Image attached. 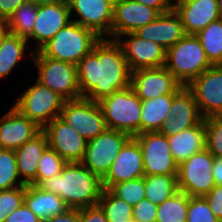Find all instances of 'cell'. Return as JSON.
Segmentation results:
<instances>
[{"label": "cell", "mask_w": 222, "mask_h": 222, "mask_svg": "<svg viewBox=\"0 0 222 222\" xmlns=\"http://www.w3.org/2000/svg\"><path fill=\"white\" fill-rule=\"evenodd\" d=\"M81 97L94 102L130 86L131 71L116 40L101 38L77 64Z\"/></svg>", "instance_id": "1"}, {"label": "cell", "mask_w": 222, "mask_h": 222, "mask_svg": "<svg viewBox=\"0 0 222 222\" xmlns=\"http://www.w3.org/2000/svg\"><path fill=\"white\" fill-rule=\"evenodd\" d=\"M38 186L58 195L68 208L75 209L98 205L104 189L102 179L81 162L66 163L61 173Z\"/></svg>", "instance_id": "2"}, {"label": "cell", "mask_w": 222, "mask_h": 222, "mask_svg": "<svg viewBox=\"0 0 222 222\" xmlns=\"http://www.w3.org/2000/svg\"><path fill=\"white\" fill-rule=\"evenodd\" d=\"M211 66L212 64L195 35H185L166 50L164 67L184 87Z\"/></svg>", "instance_id": "3"}, {"label": "cell", "mask_w": 222, "mask_h": 222, "mask_svg": "<svg viewBox=\"0 0 222 222\" xmlns=\"http://www.w3.org/2000/svg\"><path fill=\"white\" fill-rule=\"evenodd\" d=\"M101 40L92 30L71 21L39 51L45 56L77 66L79 61Z\"/></svg>", "instance_id": "4"}, {"label": "cell", "mask_w": 222, "mask_h": 222, "mask_svg": "<svg viewBox=\"0 0 222 222\" xmlns=\"http://www.w3.org/2000/svg\"><path fill=\"white\" fill-rule=\"evenodd\" d=\"M98 104L109 129L131 137L140 134L141 99L130 86L101 99Z\"/></svg>", "instance_id": "5"}, {"label": "cell", "mask_w": 222, "mask_h": 222, "mask_svg": "<svg viewBox=\"0 0 222 222\" xmlns=\"http://www.w3.org/2000/svg\"><path fill=\"white\" fill-rule=\"evenodd\" d=\"M32 58L38 69L37 81L55 91L66 101L82 98L77 79V66L45 57L40 51H33Z\"/></svg>", "instance_id": "6"}, {"label": "cell", "mask_w": 222, "mask_h": 222, "mask_svg": "<svg viewBox=\"0 0 222 222\" xmlns=\"http://www.w3.org/2000/svg\"><path fill=\"white\" fill-rule=\"evenodd\" d=\"M65 101L55 91L36 80V84L18 98L14 107L43 129L54 118L60 116Z\"/></svg>", "instance_id": "7"}, {"label": "cell", "mask_w": 222, "mask_h": 222, "mask_svg": "<svg viewBox=\"0 0 222 222\" xmlns=\"http://www.w3.org/2000/svg\"><path fill=\"white\" fill-rule=\"evenodd\" d=\"M215 157L206 148L178 165V191L204 197L216 185L213 178Z\"/></svg>", "instance_id": "8"}, {"label": "cell", "mask_w": 222, "mask_h": 222, "mask_svg": "<svg viewBox=\"0 0 222 222\" xmlns=\"http://www.w3.org/2000/svg\"><path fill=\"white\" fill-rule=\"evenodd\" d=\"M130 138L131 136L127 133L107 128L97 137L87 141L81 163L103 179L117 154Z\"/></svg>", "instance_id": "9"}, {"label": "cell", "mask_w": 222, "mask_h": 222, "mask_svg": "<svg viewBox=\"0 0 222 222\" xmlns=\"http://www.w3.org/2000/svg\"><path fill=\"white\" fill-rule=\"evenodd\" d=\"M60 117L86 141L92 140L108 128L98 102L84 97L65 101Z\"/></svg>", "instance_id": "10"}, {"label": "cell", "mask_w": 222, "mask_h": 222, "mask_svg": "<svg viewBox=\"0 0 222 222\" xmlns=\"http://www.w3.org/2000/svg\"><path fill=\"white\" fill-rule=\"evenodd\" d=\"M143 154L144 175L177 174L178 164L169 149L168 137L158 131L134 136Z\"/></svg>", "instance_id": "11"}, {"label": "cell", "mask_w": 222, "mask_h": 222, "mask_svg": "<svg viewBox=\"0 0 222 222\" xmlns=\"http://www.w3.org/2000/svg\"><path fill=\"white\" fill-rule=\"evenodd\" d=\"M186 87L204 118L222 116V65H212Z\"/></svg>", "instance_id": "12"}, {"label": "cell", "mask_w": 222, "mask_h": 222, "mask_svg": "<svg viewBox=\"0 0 222 222\" xmlns=\"http://www.w3.org/2000/svg\"><path fill=\"white\" fill-rule=\"evenodd\" d=\"M129 37L123 39L121 37ZM122 48L131 72L165 66L166 49L151 40H144L134 33H124L115 39Z\"/></svg>", "instance_id": "13"}, {"label": "cell", "mask_w": 222, "mask_h": 222, "mask_svg": "<svg viewBox=\"0 0 222 222\" xmlns=\"http://www.w3.org/2000/svg\"><path fill=\"white\" fill-rule=\"evenodd\" d=\"M67 2L70 13L74 11L80 17L72 19L73 22L92 30L100 38L110 37L114 0H67Z\"/></svg>", "instance_id": "14"}, {"label": "cell", "mask_w": 222, "mask_h": 222, "mask_svg": "<svg viewBox=\"0 0 222 222\" xmlns=\"http://www.w3.org/2000/svg\"><path fill=\"white\" fill-rule=\"evenodd\" d=\"M130 87L141 100H148L166 94H177L184 86L162 66L131 72Z\"/></svg>", "instance_id": "15"}, {"label": "cell", "mask_w": 222, "mask_h": 222, "mask_svg": "<svg viewBox=\"0 0 222 222\" xmlns=\"http://www.w3.org/2000/svg\"><path fill=\"white\" fill-rule=\"evenodd\" d=\"M42 131L47 136L48 146L67 163L83 160L87 141L60 116L49 122Z\"/></svg>", "instance_id": "16"}, {"label": "cell", "mask_w": 222, "mask_h": 222, "mask_svg": "<svg viewBox=\"0 0 222 222\" xmlns=\"http://www.w3.org/2000/svg\"><path fill=\"white\" fill-rule=\"evenodd\" d=\"M204 120L193 93L183 87L174 97L170 115L165 119L158 132L167 137L181 133L183 130L198 125Z\"/></svg>", "instance_id": "17"}, {"label": "cell", "mask_w": 222, "mask_h": 222, "mask_svg": "<svg viewBox=\"0 0 222 222\" xmlns=\"http://www.w3.org/2000/svg\"><path fill=\"white\" fill-rule=\"evenodd\" d=\"M144 177L143 154L134 137H131L117 154L109 172L102 179L104 189L120 182Z\"/></svg>", "instance_id": "18"}, {"label": "cell", "mask_w": 222, "mask_h": 222, "mask_svg": "<svg viewBox=\"0 0 222 222\" xmlns=\"http://www.w3.org/2000/svg\"><path fill=\"white\" fill-rule=\"evenodd\" d=\"M159 13L144 4L132 0H114L111 37L115 40L124 33H133L154 21Z\"/></svg>", "instance_id": "19"}, {"label": "cell", "mask_w": 222, "mask_h": 222, "mask_svg": "<svg viewBox=\"0 0 222 222\" xmlns=\"http://www.w3.org/2000/svg\"><path fill=\"white\" fill-rule=\"evenodd\" d=\"M70 16L71 13L67 0L38 6L34 29L29 37L38 42L36 51H39L60 29L72 21Z\"/></svg>", "instance_id": "20"}, {"label": "cell", "mask_w": 222, "mask_h": 222, "mask_svg": "<svg viewBox=\"0 0 222 222\" xmlns=\"http://www.w3.org/2000/svg\"><path fill=\"white\" fill-rule=\"evenodd\" d=\"M42 129L14 106L0 118V149L17 150Z\"/></svg>", "instance_id": "21"}, {"label": "cell", "mask_w": 222, "mask_h": 222, "mask_svg": "<svg viewBox=\"0 0 222 222\" xmlns=\"http://www.w3.org/2000/svg\"><path fill=\"white\" fill-rule=\"evenodd\" d=\"M133 33L141 39L160 44L166 50L186 35L180 16L174 9L159 14L154 21Z\"/></svg>", "instance_id": "22"}, {"label": "cell", "mask_w": 222, "mask_h": 222, "mask_svg": "<svg viewBox=\"0 0 222 222\" xmlns=\"http://www.w3.org/2000/svg\"><path fill=\"white\" fill-rule=\"evenodd\" d=\"M173 9L180 16L186 35H196L220 19L217 0H188Z\"/></svg>", "instance_id": "23"}, {"label": "cell", "mask_w": 222, "mask_h": 222, "mask_svg": "<svg viewBox=\"0 0 222 222\" xmlns=\"http://www.w3.org/2000/svg\"><path fill=\"white\" fill-rule=\"evenodd\" d=\"M48 147L47 136L41 131L33 139L15 150L18 172L25 185L31 184L36 179L38 162Z\"/></svg>", "instance_id": "24"}, {"label": "cell", "mask_w": 222, "mask_h": 222, "mask_svg": "<svg viewBox=\"0 0 222 222\" xmlns=\"http://www.w3.org/2000/svg\"><path fill=\"white\" fill-rule=\"evenodd\" d=\"M206 129L204 120L196 126L168 137L169 149L173 159L179 165L205 149Z\"/></svg>", "instance_id": "25"}, {"label": "cell", "mask_w": 222, "mask_h": 222, "mask_svg": "<svg viewBox=\"0 0 222 222\" xmlns=\"http://www.w3.org/2000/svg\"><path fill=\"white\" fill-rule=\"evenodd\" d=\"M24 203L43 222L68 209L58 195L32 184L26 185Z\"/></svg>", "instance_id": "26"}, {"label": "cell", "mask_w": 222, "mask_h": 222, "mask_svg": "<svg viewBox=\"0 0 222 222\" xmlns=\"http://www.w3.org/2000/svg\"><path fill=\"white\" fill-rule=\"evenodd\" d=\"M166 94L148 100H141L140 133L158 131L170 115L173 97Z\"/></svg>", "instance_id": "27"}, {"label": "cell", "mask_w": 222, "mask_h": 222, "mask_svg": "<svg viewBox=\"0 0 222 222\" xmlns=\"http://www.w3.org/2000/svg\"><path fill=\"white\" fill-rule=\"evenodd\" d=\"M145 198L156 205L178 192L177 174L144 175Z\"/></svg>", "instance_id": "28"}, {"label": "cell", "mask_w": 222, "mask_h": 222, "mask_svg": "<svg viewBox=\"0 0 222 222\" xmlns=\"http://www.w3.org/2000/svg\"><path fill=\"white\" fill-rule=\"evenodd\" d=\"M28 40L8 33L0 45V79L8 76L24 56Z\"/></svg>", "instance_id": "29"}, {"label": "cell", "mask_w": 222, "mask_h": 222, "mask_svg": "<svg viewBox=\"0 0 222 222\" xmlns=\"http://www.w3.org/2000/svg\"><path fill=\"white\" fill-rule=\"evenodd\" d=\"M212 65H222V19L211 22L195 35Z\"/></svg>", "instance_id": "30"}, {"label": "cell", "mask_w": 222, "mask_h": 222, "mask_svg": "<svg viewBox=\"0 0 222 222\" xmlns=\"http://www.w3.org/2000/svg\"><path fill=\"white\" fill-rule=\"evenodd\" d=\"M37 11L38 6L29 1L18 7L7 20L9 32L29 40Z\"/></svg>", "instance_id": "31"}, {"label": "cell", "mask_w": 222, "mask_h": 222, "mask_svg": "<svg viewBox=\"0 0 222 222\" xmlns=\"http://www.w3.org/2000/svg\"><path fill=\"white\" fill-rule=\"evenodd\" d=\"M189 198V195L178 191L158 205L156 222H187Z\"/></svg>", "instance_id": "32"}, {"label": "cell", "mask_w": 222, "mask_h": 222, "mask_svg": "<svg viewBox=\"0 0 222 222\" xmlns=\"http://www.w3.org/2000/svg\"><path fill=\"white\" fill-rule=\"evenodd\" d=\"M98 205L108 222H133V207L115 196L109 189H103Z\"/></svg>", "instance_id": "33"}, {"label": "cell", "mask_w": 222, "mask_h": 222, "mask_svg": "<svg viewBox=\"0 0 222 222\" xmlns=\"http://www.w3.org/2000/svg\"><path fill=\"white\" fill-rule=\"evenodd\" d=\"M19 177L15 151L0 149V191L25 186Z\"/></svg>", "instance_id": "34"}, {"label": "cell", "mask_w": 222, "mask_h": 222, "mask_svg": "<svg viewBox=\"0 0 222 222\" xmlns=\"http://www.w3.org/2000/svg\"><path fill=\"white\" fill-rule=\"evenodd\" d=\"M66 163L55 150L48 147L38 162L37 176L31 184L38 186L43 180L56 176Z\"/></svg>", "instance_id": "35"}, {"label": "cell", "mask_w": 222, "mask_h": 222, "mask_svg": "<svg viewBox=\"0 0 222 222\" xmlns=\"http://www.w3.org/2000/svg\"><path fill=\"white\" fill-rule=\"evenodd\" d=\"M109 190L120 199L134 207L145 198L144 177L120 182L112 185Z\"/></svg>", "instance_id": "36"}, {"label": "cell", "mask_w": 222, "mask_h": 222, "mask_svg": "<svg viewBox=\"0 0 222 222\" xmlns=\"http://www.w3.org/2000/svg\"><path fill=\"white\" fill-rule=\"evenodd\" d=\"M206 129L205 148L216 158L222 159V116L204 118Z\"/></svg>", "instance_id": "37"}, {"label": "cell", "mask_w": 222, "mask_h": 222, "mask_svg": "<svg viewBox=\"0 0 222 222\" xmlns=\"http://www.w3.org/2000/svg\"><path fill=\"white\" fill-rule=\"evenodd\" d=\"M25 186L0 191V222L24 203Z\"/></svg>", "instance_id": "38"}, {"label": "cell", "mask_w": 222, "mask_h": 222, "mask_svg": "<svg viewBox=\"0 0 222 222\" xmlns=\"http://www.w3.org/2000/svg\"><path fill=\"white\" fill-rule=\"evenodd\" d=\"M187 222H221L212 213L210 206L202 196H190Z\"/></svg>", "instance_id": "39"}, {"label": "cell", "mask_w": 222, "mask_h": 222, "mask_svg": "<svg viewBox=\"0 0 222 222\" xmlns=\"http://www.w3.org/2000/svg\"><path fill=\"white\" fill-rule=\"evenodd\" d=\"M158 205L144 198L132 210L133 222H156Z\"/></svg>", "instance_id": "40"}, {"label": "cell", "mask_w": 222, "mask_h": 222, "mask_svg": "<svg viewBox=\"0 0 222 222\" xmlns=\"http://www.w3.org/2000/svg\"><path fill=\"white\" fill-rule=\"evenodd\" d=\"M204 197L212 213L222 222V186L215 185Z\"/></svg>", "instance_id": "41"}, {"label": "cell", "mask_w": 222, "mask_h": 222, "mask_svg": "<svg viewBox=\"0 0 222 222\" xmlns=\"http://www.w3.org/2000/svg\"><path fill=\"white\" fill-rule=\"evenodd\" d=\"M5 222H43L35 215L25 203L14 210L13 213L7 215Z\"/></svg>", "instance_id": "42"}, {"label": "cell", "mask_w": 222, "mask_h": 222, "mask_svg": "<svg viewBox=\"0 0 222 222\" xmlns=\"http://www.w3.org/2000/svg\"><path fill=\"white\" fill-rule=\"evenodd\" d=\"M80 222H108L99 205L79 209Z\"/></svg>", "instance_id": "43"}, {"label": "cell", "mask_w": 222, "mask_h": 222, "mask_svg": "<svg viewBox=\"0 0 222 222\" xmlns=\"http://www.w3.org/2000/svg\"><path fill=\"white\" fill-rule=\"evenodd\" d=\"M28 0H0V19L8 20L14 11Z\"/></svg>", "instance_id": "44"}, {"label": "cell", "mask_w": 222, "mask_h": 222, "mask_svg": "<svg viewBox=\"0 0 222 222\" xmlns=\"http://www.w3.org/2000/svg\"><path fill=\"white\" fill-rule=\"evenodd\" d=\"M44 222H80L79 209L68 208L63 213L51 217Z\"/></svg>", "instance_id": "45"}, {"label": "cell", "mask_w": 222, "mask_h": 222, "mask_svg": "<svg viewBox=\"0 0 222 222\" xmlns=\"http://www.w3.org/2000/svg\"><path fill=\"white\" fill-rule=\"evenodd\" d=\"M155 9L159 14L169 12L172 7L169 0H132Z\"/></svg>", "instance_id": "46"}, {"label": "cell", "mask_w": 222, "mask_h": 222, "mask_svg": "<svg viewBox=\"0 0 222 222\" xmlns=\"http://www.w3.org/2000/svg\"><path fill=\"white\" fill-rule=\"evenodd\" d=\"M212 171L215 184L222 186V159L215 157Z\"/></svg>", "instance_id": "47"}, {"label": "cell", "mask_w": 222, "mask_h": 222, "mask_svg": "<svg viewBox=\"0 0 222 222\" xmlns=\"http://www.w3.org/2000/svg\"><path fill=\"white\" fill-rule=\"evenodd\" d=\"M8 33H9V28L7 21L0 19V45Z\"/></svg>", "instance_id": "48"}, {"label": "cell", "mask_w": 222, "mask_h": 222, "mask_svg": "<svg viewBox=\"0 0 222 222\" xmlns=\"http://www.w3.org/2000/svg\"><path fill=\"white\" fill-rule=\"evenodd\" d=\"M28 1L34 3L37 6H40V5H46V4H53V3H57L60 1H65V0H28Z\"/></svg>", "instance_id": "49"}, {"label": "cell", "mask_w": 222, "mask_h": 222, "mask_svg": "<svg viewBox=\"0 0 222 222\" xmlns=\"http://www.w3.org/2000/svg\"><path fill=\"white\" fill-rule=\"evenodd\" d=\"M218 14L220 19H222V0H217Z\"/></svg>", "instance_id": "50"}, {"label": "cell", "mask_w": 222, "mask_h": 222, "mask_svg": "<svg viewBox=\"0 0 222 222\" xmlns=\"http://www.w3.org/2000/svg\"><path fill=\"white\" fill-rule=\"evenodd\" d=\"M186 1H188V0H177L176 2H170V5H171V7H172V9L177 5V4H181V3H184V2H186Z\"/></svg>", "instance_id": "51"}]
</instances>
